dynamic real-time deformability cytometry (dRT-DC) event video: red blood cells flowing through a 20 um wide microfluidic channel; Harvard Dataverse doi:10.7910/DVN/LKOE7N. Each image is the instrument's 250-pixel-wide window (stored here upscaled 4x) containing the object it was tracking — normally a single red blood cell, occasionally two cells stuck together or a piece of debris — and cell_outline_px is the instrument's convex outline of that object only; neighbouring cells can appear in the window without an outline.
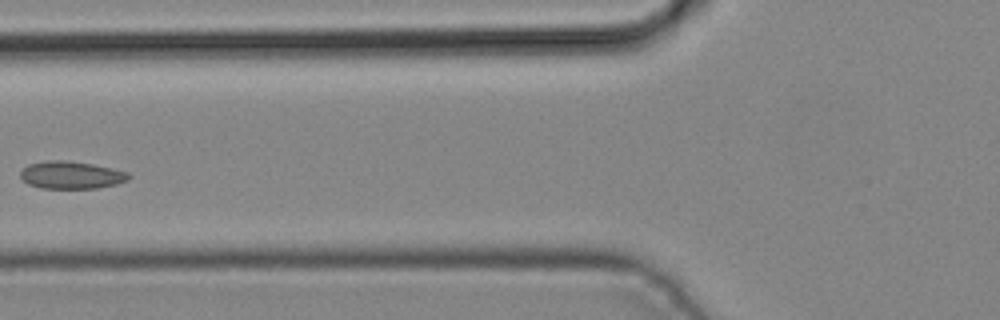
{"species": "common noctule bat (a hibernating species)", "species_latin": "Nyctalus noctula", "temperature_condition": "cold", "stored_images_in_passage": 6, "camera_frame_rate_fps": 3000, "um_per_image_px": 0.085, "animal": {"sex": "male", "body_mass_g": 19.2, "forearm_length_mm": 51.8}, "frame": {"image": 1, "passage_image": 6, "time_ms": 1.667, "image_size_px": [1000, 320], "cell_outline_px": [[132, 176], [128, 180], [116, 184], [96, 188], [40, 188], [28, 184], [20, 176], [20, 172], [28, 164], [48, 160], [64, 160], [92, 164], [112, 168], [128, 172]], "centroid_in_image_um": [6.06, 14.87], "position_along_channel_um": 119.7, "area_um2": 17.34}}